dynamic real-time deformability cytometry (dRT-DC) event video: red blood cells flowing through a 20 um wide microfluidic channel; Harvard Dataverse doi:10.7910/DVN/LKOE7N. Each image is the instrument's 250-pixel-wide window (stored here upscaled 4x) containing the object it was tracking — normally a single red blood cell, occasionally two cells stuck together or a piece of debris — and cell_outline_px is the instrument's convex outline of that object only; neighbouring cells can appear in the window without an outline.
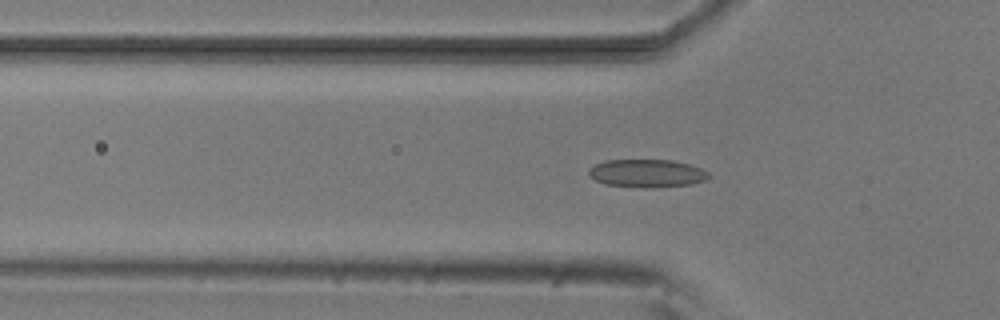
{"species": "common noctule bat (a hibernating species)", "species_latin": "Nyctalus noctula", "temperature_condition": "room temperature", "stored_images_in_passage": 51, "camera_frame_rate_fps": 3000, "um_per_image_px": 0.085, "animal": {"sex": "male", "body_mass_g": 20.5, "forearm_length_mm": 52.5}, "frame": {"image": 1, "passage_image": 17, "time_ms": 5.333, "image_size_px": [1000, 320], "cell_outline_px": [[712, 176], [708, 180], [692, 184], [648, 188], [608, 184], [596, 180], [588, 176], [588, 168], [604, 160], [672, 160], [688, 164], [700, 168], [708, 172]], "centroid_in_image_um": [55.01, 14.73], "position_along_channel_um": 70.8, "area_um2": 19.59}}
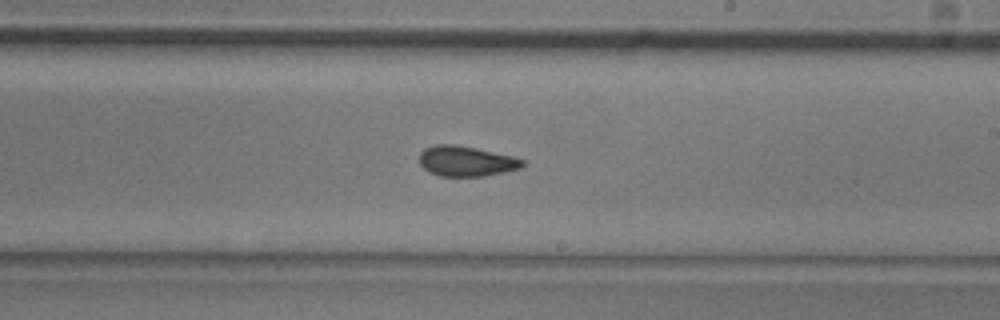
{"frame": {"image": 2, "passage_image": 31, "time_ms": 10.0, "image_size_px": [1000, 320], "cell_outline_px": [[524, 164], [520, 168], [504, 172], [484, 176], [440, 176], [428, 172], [420, 164], [420, 152], [424, 148], [436, 144], [456, 144], [476, 148], [512, 156], [524, 160]], "centroid_in_image_um": [39.6, 13.69], "position_along_channel_um": 249.4, "area_um2": 18.21}}
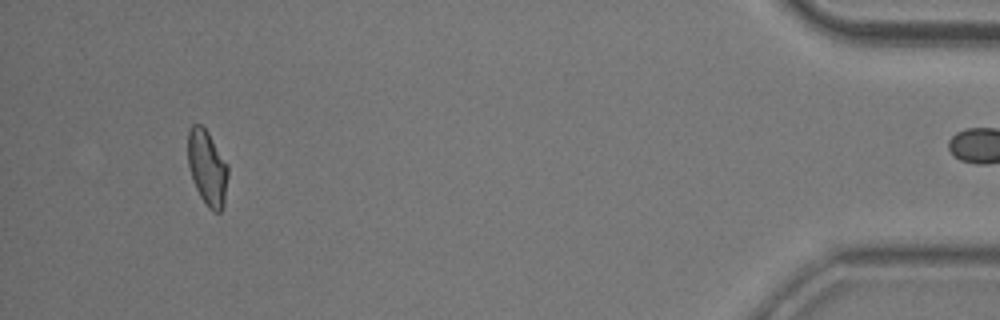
{"frame": {"image": 3, "passage_image": 50, "time_ms": 16.333, "image_size_px": [1000, 320], "cell_outline_px": [[228, 176], [224, 204], [220, 212], [216, 212], [208, 208], [200, 196], [196, 188], [188, 164], [188, 128], [192, 124], [200, 124], [208, 132], [228, 164]], "centroid_in_image_um": [17.62, 14.24], "position_along_channel_um": 417.6, "area_um2": 17.57}}